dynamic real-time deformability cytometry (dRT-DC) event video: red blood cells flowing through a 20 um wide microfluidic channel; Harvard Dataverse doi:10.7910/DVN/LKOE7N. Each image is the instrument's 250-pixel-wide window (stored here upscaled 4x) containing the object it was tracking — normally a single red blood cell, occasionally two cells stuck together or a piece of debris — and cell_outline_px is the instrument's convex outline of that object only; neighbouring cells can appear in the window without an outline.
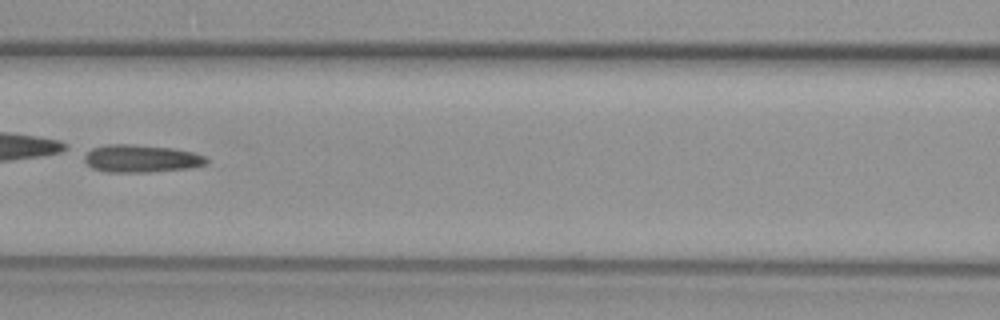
{"species": "common noctule bat (a hibernating species)", "species_latin": "Nyctalus noctula", "temperature_condition": "warm", "stored_images_in_passage": 41, "camera_frame_rate_fps": 3000, "um_per_image_px": 0.085, "animal": {"sex": "female", "body_mass_g": 29.2, "forearm_length_mm": 56.3}, "frame": {"image": 1, "passage_image": 23, "time_ms": 7.333, "image_size_px": [1000, 320], "cell_outline_px": [[208, 164], [192, 168], [148, 172], [104, 172], [92, 168], [84, 160], [84, 152], [92, 148], [108, 144], [132, 144], [172, 148], [192, 152], [204, 156], [208, 160]], "centroid_in_image_um": [11.98, 13.48], "position_along_channel_um": 154.6, "area_um2": 19.83}}